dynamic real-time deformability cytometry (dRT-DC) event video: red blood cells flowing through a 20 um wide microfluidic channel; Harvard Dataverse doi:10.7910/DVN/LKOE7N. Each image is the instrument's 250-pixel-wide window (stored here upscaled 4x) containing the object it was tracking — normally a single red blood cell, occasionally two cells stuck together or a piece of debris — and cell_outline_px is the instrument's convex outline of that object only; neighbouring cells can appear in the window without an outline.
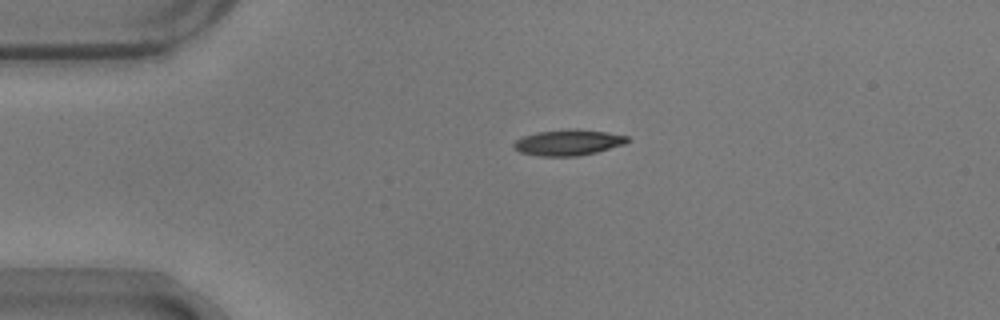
{"species": "common noctule bat (a hibernating species)", "species_latin": "Nyctalus noctula", "temperature_condition": "warm", "stored_images_in_passage": 43, "camera_frame_rate_fps": 3000, "um_per_image_px": 0.085, "animal": {"sex": "male", "body_mass_g": 17.9}, "frame": {"image": 1, "passage_image": 1, "time_ms": 0.0, "image_size_px": [1000, 320], "cell_outline_px": [[632, 140], [624, 144], [596, 152], [576, 156], [540, 156], [520, 152], [512, 148], [512, 144], [516, 140], [524, 136], [540, 132], [576, 128], [608, 132], [628, 136]], "centroid_in_image_um": [48.32, 12.11], "position_along_channel_um": 36.7, "area_um2": 17.11}}
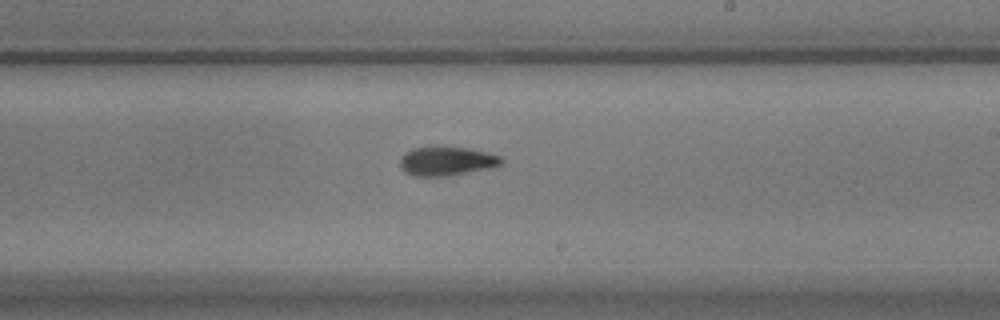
{"frame": {"image": 2, "passage_image": 21, "time_ms": 6.667, "image_size_px": [1000, 320], "cell_outline_px": [[504, 164], [496, 168], [448, 176], [416, 176], [404, 172], [400, 168], [400, 156], [404, 152], [412, 148], [436, 144], [468, 148], [500, 156], [504, 160]], "centroid_in_image_um": [37.97, 13.67], "position_along_channel_um": 251.0, "area_um2": 18.03}}
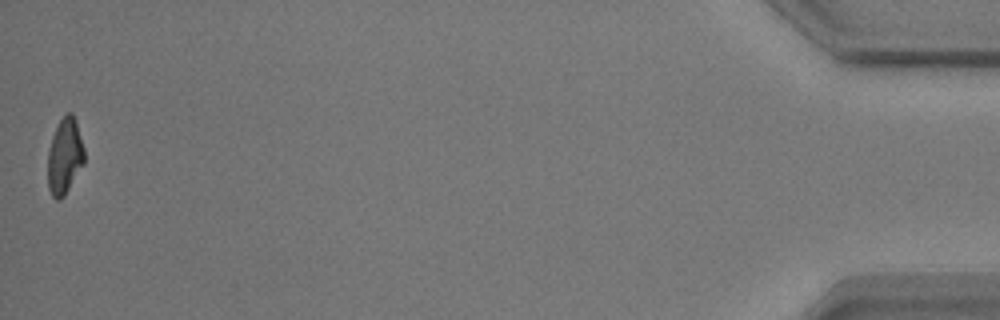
{"frame": {"image": 3, "passage_image": 43, "time_ms": 14.0, "image_size_px": [1000, 320], "cell_outline_px": [[84, 164], [64, 196], [60, 200], [56, 200], [52, 196], [48, 188], [48, 152], [52, 136], [60, 120], [68, 112], [72, 112], [76, 120], [84, 148]], "centroid_in_image_um": [5.5, 13.29], "position_along_channel_um": 429.7, "area_um2": 16.18}, "authors_computed_cell_mechanics": {"area_um2": 16.9354, "velocity_mm_per_s": 3.7181, "shape_relaxation_time_tau1_ms": 2.6478, "shape_relaxation_time_tau2_ms": 5.0412, "deformation_change_tau1": 0.1785, "deformation_change_tau2": 0.1395}}